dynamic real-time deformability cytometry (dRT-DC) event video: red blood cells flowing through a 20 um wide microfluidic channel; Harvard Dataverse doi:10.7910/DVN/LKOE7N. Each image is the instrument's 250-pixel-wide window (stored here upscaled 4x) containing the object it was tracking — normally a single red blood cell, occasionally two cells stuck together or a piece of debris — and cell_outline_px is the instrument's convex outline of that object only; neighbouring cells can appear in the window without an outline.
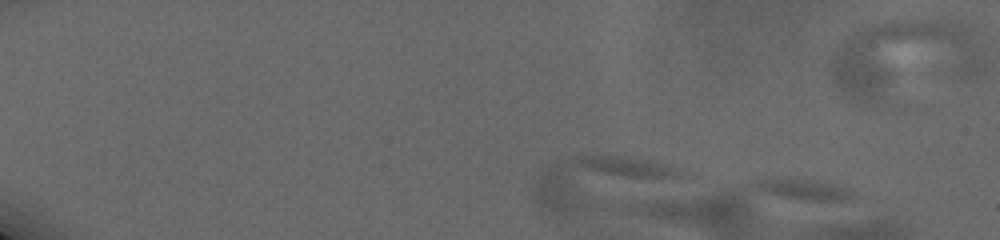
{"species": "human", "species_latin": "Homo sapiens", "temperature_condition": "cold", "stored_images_in_passage": 8, "camera_frame_rate_fps": 3000, "um_per_image_px": 0.085, "donor": {"sex": "male"}, "frame": {"image": 1, "passage_image": 1, "time_ms": 0.0, "image_size_px": [1000, 240], "cell_outline_px": [[680, 176], [556, 224], [540, 208], [532, 192], [544, 168], [564, 160], [580, 156], [624, 156], [652, 160], [676, 168], [680, 172]], "centroid_in_image_um": [50.6, 15.57], "position_along_channel_um": 34.4, "area_um2": 43.23}}